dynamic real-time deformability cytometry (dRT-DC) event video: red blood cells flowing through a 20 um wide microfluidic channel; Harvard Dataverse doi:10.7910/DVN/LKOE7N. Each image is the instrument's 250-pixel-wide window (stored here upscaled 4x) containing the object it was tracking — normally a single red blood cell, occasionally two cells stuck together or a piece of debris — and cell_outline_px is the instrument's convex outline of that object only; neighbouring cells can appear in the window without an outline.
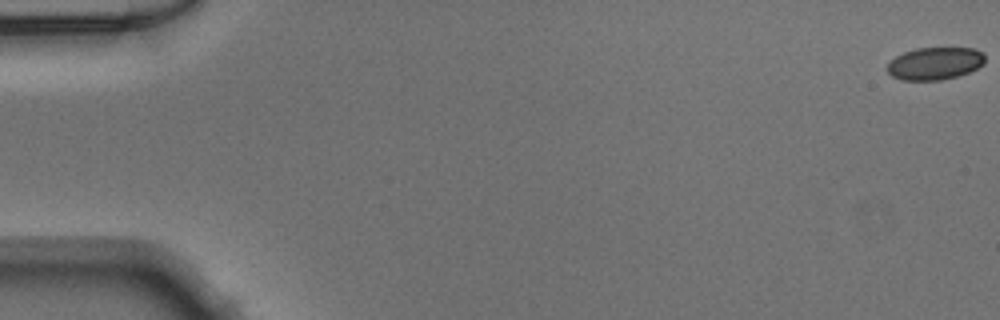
{"species": "Egyptian fruit bat (a non-hibernating species)", "species_latin": "Rousettus aegyptiacus", "temperature_condition": "warm", "stored_images_in_passage": 51, "camera_frame_rate_fps": 3000, "um_per_image_px": 0.085, "animal": {"sex": "male"}, "frame": {"image": 1, "passage_image": 1, "time_ms": 0.0, "image_size_px": [1000, 320], "cell_outline_px": [[984, 64], [968, 72], [956, 76], [940, 80], [900, 80], [892, 76], [884, 68], [896, 56], [904, 52], [916, 48], [976, 48], [984, 52]], "centroid_in_image_um": [79.45, 5.39], "position_along_channel_um": 5.5, "area_um2": 18.55}}
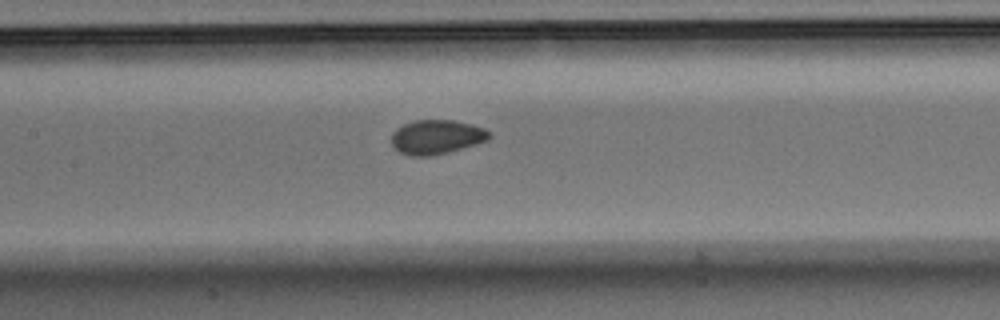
{"frame": {"image": 2, "passage_image": 25, "time_ms": 8.0, "image_size_px": [1000, 320], "cell_outline_px": [[492, 136], [488, 140], [476, 144], [448, 152], [428, 156], [408, 156], [392, 148], [392, 132], [396, 128], [412, 120], [452, 120], [472, 124], [484, 128], [492, 132]], "centroid_in_image_um": [37.1, 11.64], "position_along_channel_um": 170.3, "area_um2": 19.77}}
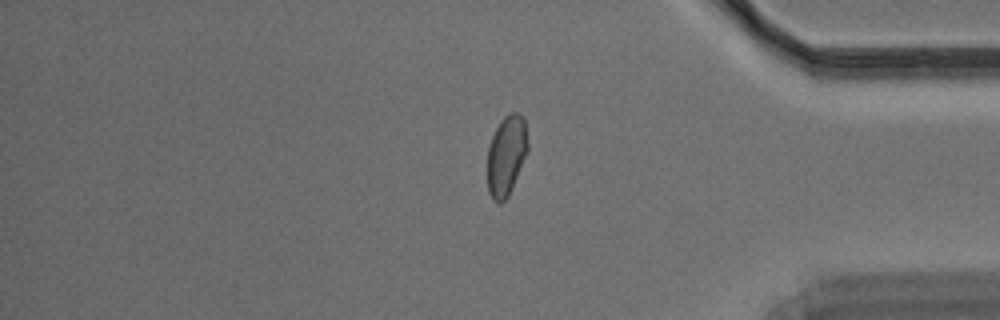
{"frame": {"image": 3, "passage_image": 43, "time_ms": 14.0, "image_size_px": [1000, 320], "cell_outline_px": [[528, 148], [512, 188], [508, 196], [500, 204], [492, 200], [488, 192], [488, 148], [492, 136], [500, 120], [504, 116], [512, 112], [516, 112], [524, 116], [528, 144]], "centroid_in_image_um": [43.03, 13.2], "position_along_channel_um": 392.2, "area_um2": 18.79}}